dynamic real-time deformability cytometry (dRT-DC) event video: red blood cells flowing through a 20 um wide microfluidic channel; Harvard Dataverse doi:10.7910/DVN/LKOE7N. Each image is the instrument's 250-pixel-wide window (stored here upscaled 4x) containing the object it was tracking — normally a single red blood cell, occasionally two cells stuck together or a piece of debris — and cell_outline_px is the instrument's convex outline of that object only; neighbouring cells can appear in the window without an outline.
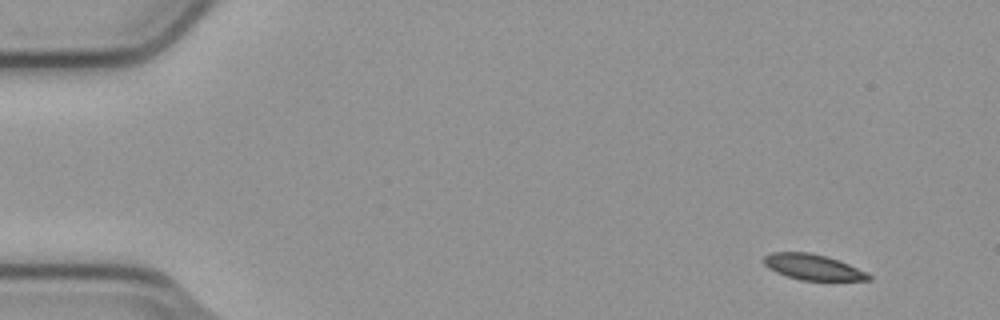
{"species": "common noctule bat (a hibernating species)", "species_latin": "Nyctalus noctula", "temperature_condition": "cold", "stored_images_in_passage": 6, "camera_frame_rate_fps": 3000, "um_per_image_px": 0.085, "animal": {"sex": "male", "body_mass_g": 23.1, "forearm_length_mm": 52.7}, "frame": {"image": 1, "passage_image": 1, "time_ms": 0.0, "image_size_px": [1000, 320], "cell_outline_px": [[872, 280], [800, 280], [776, 272], [768, 268], [764, 264], [764, 256], [772, 252], [808, 252], [840, 260], [872, 276]], "centroid_in_image_um": [69.07, 22.7], "position_along_channel_um": 15.9, "area_um2": 15.43}}
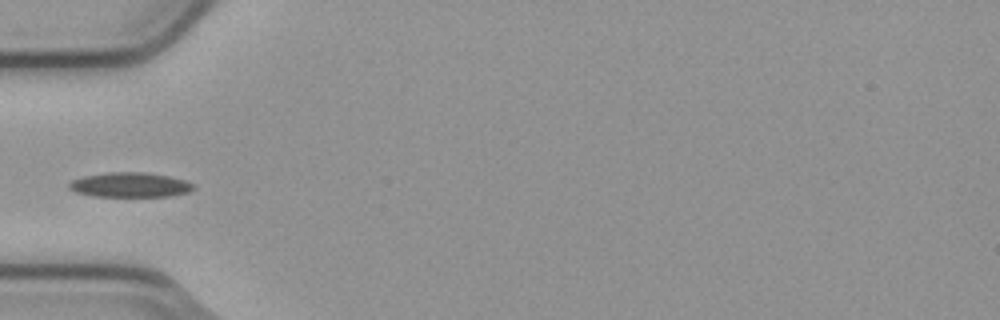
{"frame": {"image": 2, "passage_image": 5, "time_ms": 1.333, "image_size_px": [1000, 320], "cell_outline_px": [[196, 188], [188, 192], [172, 196], [92, 196], [76, 192], [68, 188], [68, 184], [72, 180], [84, 176], [108, 172], [148, 172], [188, 180], [196, 184]], "centroid_in_image_um": [11.11, 15.71], "position_along_channel_um": 73.9, "area_um2": 18.15}}
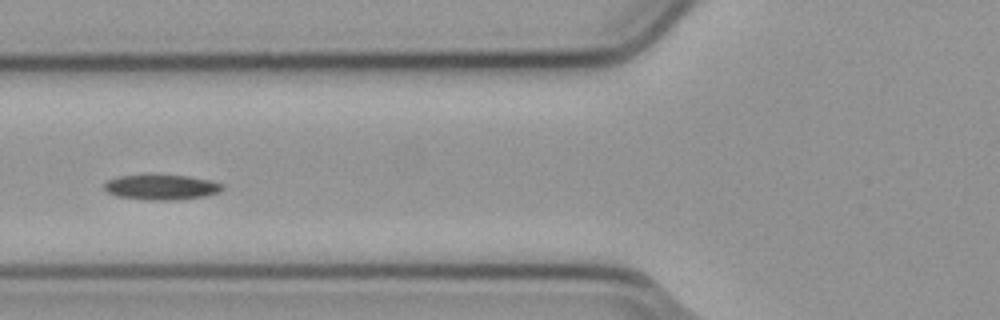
{"frame": {"image": 3, "passage_image": 6, "time_ms": 1.667, "image_size_px": [1000, 320], "cell_outline_px": [[224, 188], [220, 192], [208, 196], [180, 200], [148, 200], [116, 196], [108, 192], [104, 188], [104, 184], [108, 180], [120, 176], [188, 176], [208, 180], [224, 184]], "centroid_in_image_um": [13.78, 15.94], "position_along_channel_um": 112.0, "area_um2": 17.17}}